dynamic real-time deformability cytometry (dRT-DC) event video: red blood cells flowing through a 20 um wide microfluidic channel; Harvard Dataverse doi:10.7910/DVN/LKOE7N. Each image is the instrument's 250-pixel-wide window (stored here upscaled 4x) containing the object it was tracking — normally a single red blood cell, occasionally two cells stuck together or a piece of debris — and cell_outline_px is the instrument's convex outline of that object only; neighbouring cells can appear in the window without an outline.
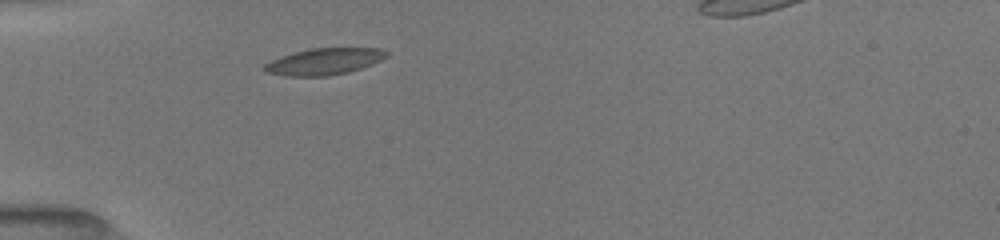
{"species": "common noctule bat (a hibernating species)", "species_latin": "Nyctalus noctula", "temperature_condition": "room temperature", "stored_images_in_passage": 10, "camera_frame_rate_fps": 3000, "um_per_image_px": 0.085, "animal": {"sex": "female", "body_mass_g": 19.5, "forearm_length_mm": 54.1}, "frame": {"image": 1, "passage_image": 1, "time_ms": 0.0, "image_size_px": [1000, 240], "cell_outline_px": [[388, 56], [372, 64], [348, 72], [328, 76], [284, 76], [264, 72], [260, 68], [264, 64], [280, 56], [312, 48], [380, 48], [388, 52]], "centroid_in_image_um": [27.51, 5.23], "position_along_channel_um": 57.5, "area_um2": 18.96}}
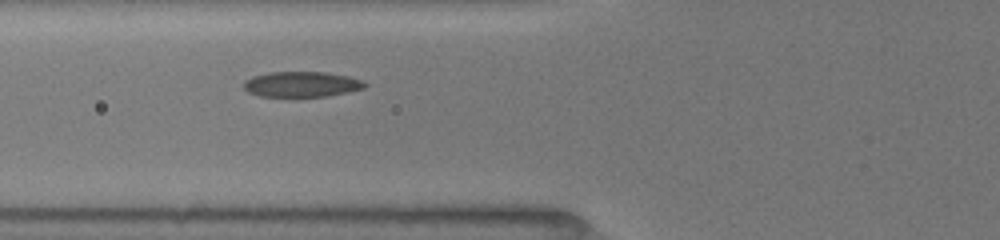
{"frame": {"image": 2, "passage_image": 8, "time_ms": 1.333, "image_size_px": [1000, 240], "cell_outline_px": [[368, 84], [364, 88], [348, 92], [328, 96], [260, 96], [248, 92], [244, 88], [244, 80], [252, 76], [268, 72], [324, 72], [348, 76], [364, 80]], "centroid_in_image_um": [25.65, 7.15], "position_along_channel_um": 100.1, "area_um2": 17.98}}